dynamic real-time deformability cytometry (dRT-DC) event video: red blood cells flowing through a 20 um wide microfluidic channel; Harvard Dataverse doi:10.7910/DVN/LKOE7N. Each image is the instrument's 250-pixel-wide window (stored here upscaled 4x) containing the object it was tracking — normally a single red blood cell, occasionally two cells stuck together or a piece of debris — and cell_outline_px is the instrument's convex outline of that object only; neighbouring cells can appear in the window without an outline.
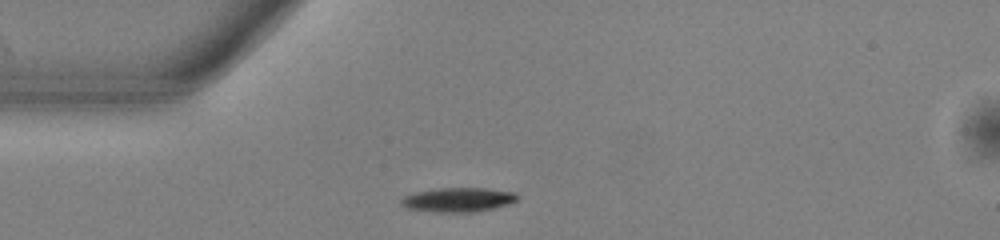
{"species": "common noctule bat (a hibernating species)", "species_latin": "Nyctalus noctula", "temperature_condition": "warm", "stored_images_in_passage": 2, "camera_frame_rate_fps": 3000, "um_per_image_px": 0.085, "animal": {"sex": "male", "body_mass_g": 13.0, "forearm_length_mm": 53.1}, "frame": {"image": 1, "passage_image": 1, "time_ms": 0.0, "image_size_px": [1000, 240], "cell_outline_px": [[520, 196], [516, 200], [508, 204], [476, 212], [436, 212], [408, 208], [400, 204], [400, 200], [404, 196], [412, 192], [436, 188], [484, 188], [516, 192]], "centroid_in_image_um": [38.93, 16.97], "position_along_channel_um": 46.1, "area_um2": 16.53}}